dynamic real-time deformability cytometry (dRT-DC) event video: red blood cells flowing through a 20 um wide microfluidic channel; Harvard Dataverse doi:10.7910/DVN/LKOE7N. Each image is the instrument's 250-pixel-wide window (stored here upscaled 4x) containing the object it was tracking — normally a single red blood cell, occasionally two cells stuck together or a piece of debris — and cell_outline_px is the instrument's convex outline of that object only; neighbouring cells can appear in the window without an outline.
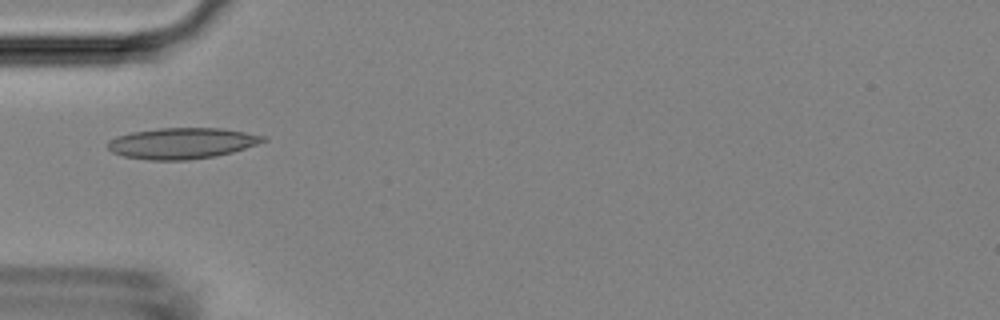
{"species": "Egyptian fruit bat (a non-hibernating species)", "species_latin": "Rousettus aegyptiacus", "temperature_condition": "room temperature", "stored_images_in_passage": 4, "camera_frame_rate_fps": 3000, "um_per_image_px": 0.085, "animal": {"sex": "female"}, "frame": {"image": 1, "passage_image": 3, "time_ms": 2.333, "image_size_px": [1000, 320], "cell_outline_px": [[268, 140], [232, 152], [216, 156], [188, 160], [148, 160], [124, 156], [112, 152], [108, 148], [108, 140], [116, 136], [132, 132], [160, 128], [220, 128], [268, 136]], "centroid_in_image_um": [15.46, 12.18], "position_along_channel_um": 69.5, "area_um2": 28.03}}